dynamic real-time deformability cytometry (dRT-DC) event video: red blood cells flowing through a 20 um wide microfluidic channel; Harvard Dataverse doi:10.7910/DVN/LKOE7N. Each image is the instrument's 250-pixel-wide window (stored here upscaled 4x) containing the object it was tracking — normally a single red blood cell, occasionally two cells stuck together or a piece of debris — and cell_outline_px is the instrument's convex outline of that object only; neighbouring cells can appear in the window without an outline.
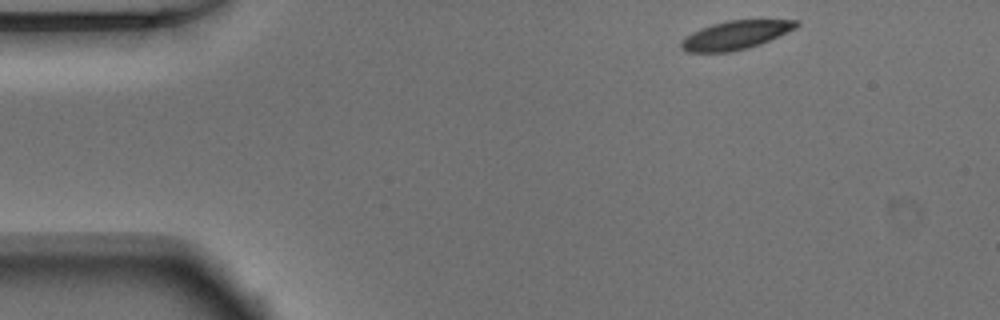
{"species": "Egyptian fruit bat (a non-hibernating species)", "species_latin": "Rousettus aegyptiacus", "temperature_condition": "warm", "stored_images_in_passage": 46, "camera_frame_rate_fps": 3000, "um_per_image_px": 0.085, "animal": {"sex": "male"}, "frame": {"image": 1, "passage_image": 1, "time_ms": 0.0, "image_size_px": [1000, 320], "cell_outline_px": [[800, 24], [796, 28], [760, 44], [748, 48], [728, 52], [688, 52], [680, 48], [680, 40], [684, 36], [700, 28], [712, 24], [728, 20], [800, 20]], "centroid_in_image_um": [62.48, 2.98], "position_along_channel_um": 22.5, "area_um2": 19.25}}
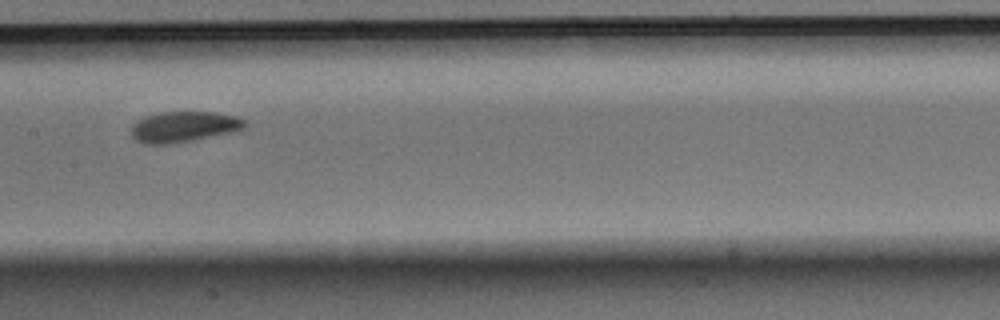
{"frame": {"image": 2, "passage_image": 20, "time_ms": 6.333, "image_size_px": [1000, 320], "cell_outline_px": [[248, 124], [244, 128], [228, 132], [172, 144], [144, 144], [136, 140], [132, 136], [132, 124], [136, 120], [144, 116], [156, 112], [216, 112], [236, 116], [244, 120]], "centroid_in_image_um": [15.56, 10.76], "position_along_channel_um": 191.8, "area_um2": 20.23}}
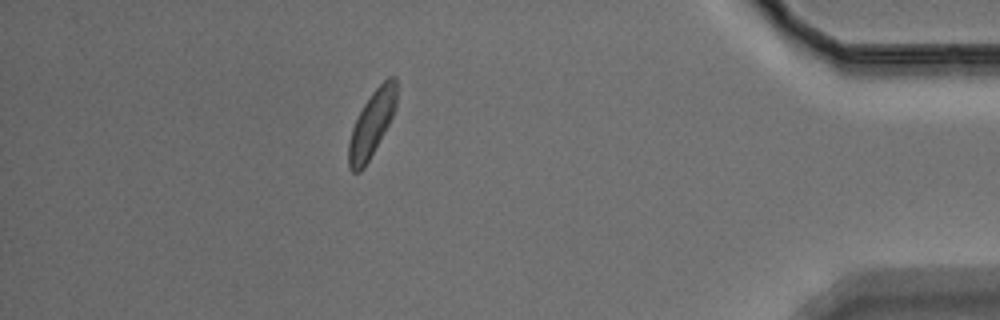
{"frame": {"image": 3, "passage_image": 40, "time_ms": 13.0, "image_size_px": [1000, 320], "cell_outline_px": [[396, 108], [384, 132], [364, 168], [360, 172], [352, 172], [348, 168], [348, 144], [352, 128], [364, 104], [372, 92], [388, 76], [396, 76]], "centroid_in_image_um": [31.59, 10.54], "position_along_channel_um": 403.6, "area_um2": 18.09}, "authors_computed_cell_mechanics": {"area_um2": 19.5653, "velocity_mm_per_s": 3.8726, "shape_relaxation_time_tau1_ms": 2.3245, "shape_relaxation_time_tau2_ms": null, "deformation_change_tau1": 0.1165, "deformation_change_tau2": null}}